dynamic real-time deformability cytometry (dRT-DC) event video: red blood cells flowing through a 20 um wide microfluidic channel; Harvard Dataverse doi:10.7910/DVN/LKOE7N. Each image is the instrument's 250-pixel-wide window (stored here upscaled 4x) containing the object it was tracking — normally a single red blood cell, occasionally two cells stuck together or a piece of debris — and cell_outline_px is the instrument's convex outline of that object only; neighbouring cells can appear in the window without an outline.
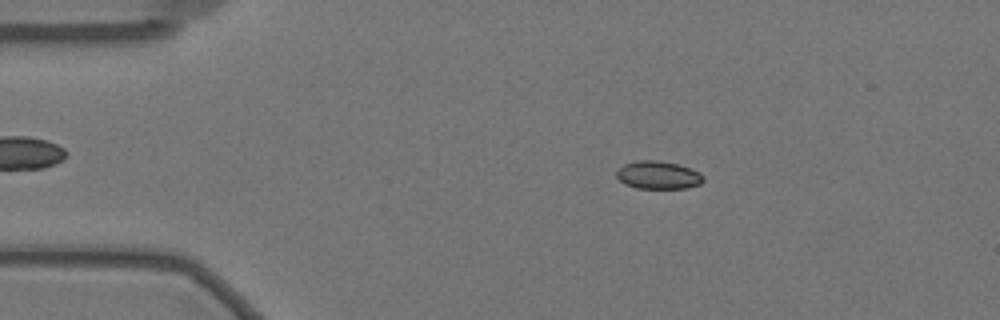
{"species": "Egyptian fruit bat (a non-hibernating species)", "species_latin": "Rousettus aegyptiacus", "temperature_condition": "warm", "stored_images_in_passage": 50, "camera_frame_rate_fps": 3000, "um_per_image_px": 0.085, "animal": {"sex": "female"}, "frame": {"image": 1, "passage_image": 2, "time_ms": 0.333, "image_size_px": [1000, 320], "cell_outline_px": [[704, 180], [700, 184], [684, 188], [636, 188], [624, 184], [616, 176], [616, 172], [624, 164], [636, 160], [660, 160], [692, 168], [700, 172], [704, 176]], "centroid_in_image_um": [55.95, 14.87], "position_along_channel_um": 29.0, "area_um2": 14.22}}
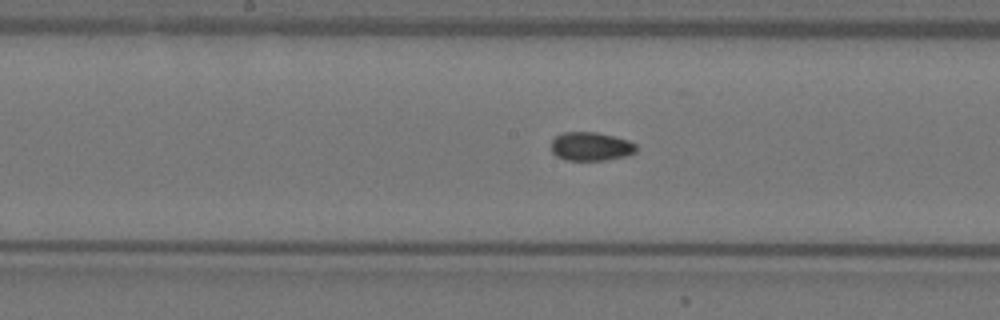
{"frame": {"image": 2, "passage_image": 21, "time_ms": 6.667, "image_size_px": [1000, 320], "cell_outline_px": [[636, 152], [628, 156], [604, 160], [564, 160], [556, 156], [552, 152], [552, 140], [556, 136], [564, 132], [596, 132], [628, 140], [636, 144]], "centroid_in_image_um": [50.23, 12.45], "position_along_channel_um": 198.0, "area_um2": 14.22}}
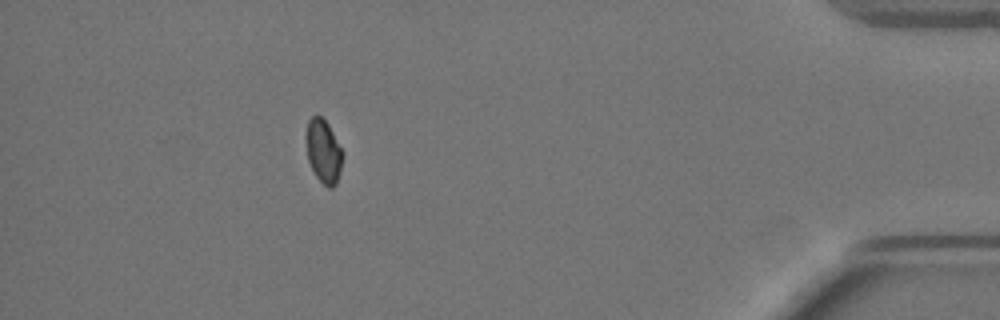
{"frame": {"image": 3, "passage_image": 44, "time_ms": 14.333, "image_size_px": [1000, 320], "cell_outline_px": [[344, 152], [340, 172], [336, 184], [332, 188], [328, 188], [316, 176], [308, 160], [304, 136], [308, 120], [312, 116], [320, 116], [328, 124]], "centroid_in_image_um": [27.49, 12.85], "position_along_channel_um": 407.7, "area_um2": 13.7}, "authors_computed_cell_mechanics": {"area_um2": 14.3055, "velocity_mm_per_s": 3.4651, "shape_relaxation_time_tau1_ms": 7.4429, "shape_relaxation_time_tau2_ms": 1.8639, "deformation_change_tau1": 0.1156, "deformation_change_tau2": 0.0417}}